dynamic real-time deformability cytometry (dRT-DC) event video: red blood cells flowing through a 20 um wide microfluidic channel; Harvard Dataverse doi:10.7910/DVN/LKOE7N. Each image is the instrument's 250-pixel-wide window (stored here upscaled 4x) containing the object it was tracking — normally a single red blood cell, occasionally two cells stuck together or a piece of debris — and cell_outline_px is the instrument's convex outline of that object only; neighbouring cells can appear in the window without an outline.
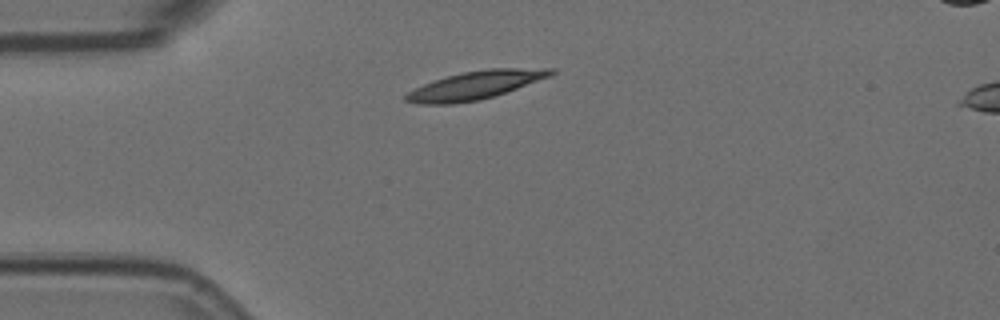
{"species": "Egyptian fruit bat (a non-hibernating species)", "species_latin": "Rousettus aegyptiacus", "temperature_condition": "room temperature", "stored_images_in_passage": 8, "camera_frame_rate_fps": 3000, "um_per_image_px": 0.085, "animal": {"sex": "female"}, "frame": {"image": 1, "passage_image": 1, "time_ms": 0.0, "image_size_px": [1000, 320], "cell_outline_px": [[556, 72], [552, 76], [480, 100], [452, 104], [420, 104], [404, 100], [404, 96], [408, 92], [424, 84], [460, 72], [488, 68], [556, 68]], "centroid_in_image_um": [40.44, 7.23], "position_along_channel_um": 44.6, "area_um2": 23.64}}
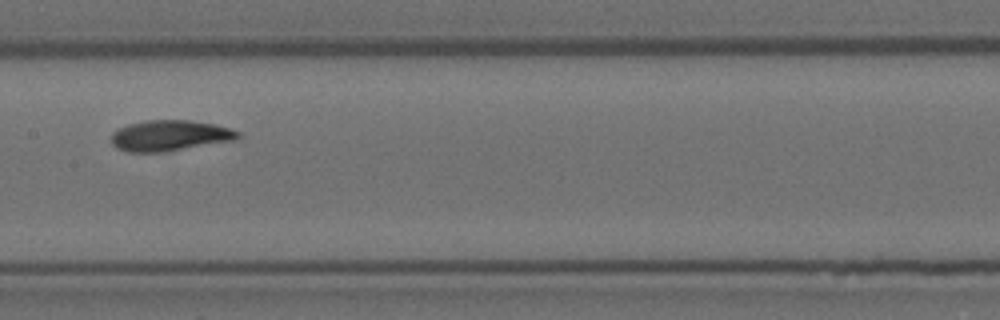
{"frame": {"image": 2, "passage_image": 5, "time_ms": 1.333, "image_size_px": [1000, 320], "cell_outline_px": [[240, 136], [236, 140], [160, 152], [128, 152], [116, 148], [112, 144], [112, 132], [128, 124], [144, 120], [188, 120], [216, 124], [240, 132]], "centroid_in_image_um": [14.42, 11.52], "position_along_channel_um": 193.0, "area_um2": 22.6}}
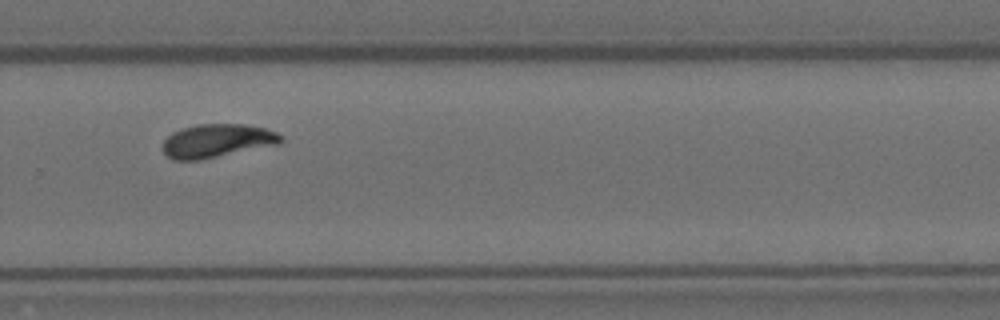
{"frame": {"image": 3, "passage_image": 8, "time_ms": 2.333, "image_size_px": [1000, 320], "cell_outline_px": [[284, 140], [280, 144], [200, 160], [172, 160], [164, 152], [164, 140], [172, 132], [196, 124], [244, 124], [264, 128], [276, 132]], "centroid_in_image_um": [18.46, 11.97], "position_along_channel_um": 311.3, "area_um2": 22.95}}